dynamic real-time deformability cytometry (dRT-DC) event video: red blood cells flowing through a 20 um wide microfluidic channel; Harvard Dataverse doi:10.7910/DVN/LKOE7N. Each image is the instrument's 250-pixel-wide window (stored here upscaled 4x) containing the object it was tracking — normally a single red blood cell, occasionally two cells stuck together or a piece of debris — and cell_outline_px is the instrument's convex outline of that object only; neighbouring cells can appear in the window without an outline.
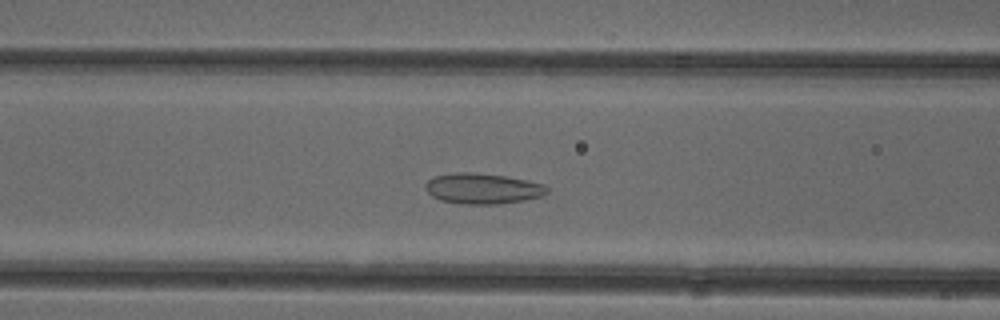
{"species": "common noctule bat (a hibernating species)", "species_latin": "Nyctalus noctula", "temperature_condition": "cold", "stored_images_in_passage": 47, "camera_frame_rate_fps": 3000, "um_per_image_px": 0.085, "animal": {"sex": "female"}, "frame": {"image": 1, "passage_image": 16, "time_ms": 5.0, "image_size_px": [1000, 320], "cell_outline_px": [[548, 192], [544, 196], [524, 200], [500, 204], [460, 204], [440, 200], [432, 196], [424, 188], [424, 184], [428, 180], [436, 176], [452, 172], [468, 172], [504, 176], [544, 184], [548, 188]], "centroid_in_image_um": [41.01, 16.04], "position_along_channel_um": 125.6, "area_um2": 21.73}}
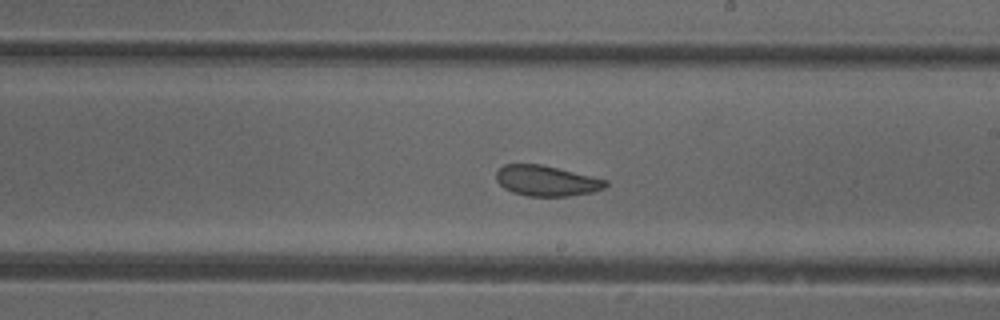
{"frame": {"image": 2, "passage_image": 25, "time_ms": 8.0, "image_size_px": [1000, 320], "cell_outline_px": [[608, 184], [604, 188], [592, 192], [568, 196], [528, 196], [512, 192], [504, 188], [496, 180], [496, 172], [504, 164], [540, 164], [608, 180]], "centroid_in_image_um": [46.44, 15.37], "position_along_channel_um": 242.6, "area_um2": 19.31}}
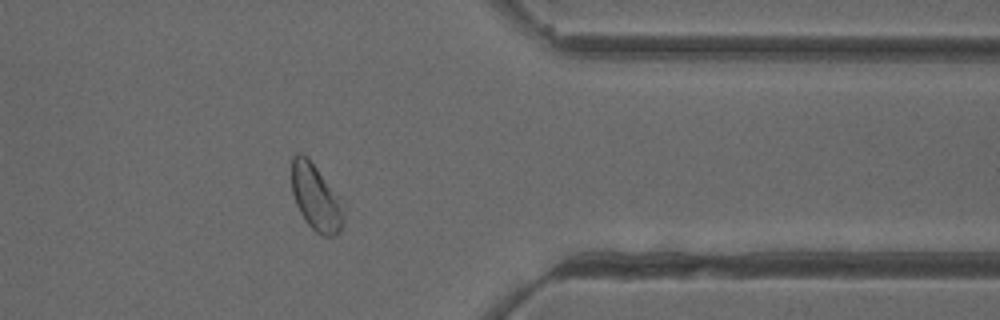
{"frame": {"image": 3, "passage_image": 37, "time_ms": 12.0, "image_size_px": [1000, 320], "cell_outline_px": [[344, 224], [340, 232], [332, 236], [324, 236], [316, 232], [304, 220], [296, 204], [292, 192], [292, 156], [296, 152], [300, 152], [308, 156], [344, 200]], "centroid_in_image_um": [26.89, 16.76], "position_along_channel_um": 384.5, "area_um2": 20.81}, "authors_computed_cell_mechanics": {"area_um2": 21.5016, "velocity_mm_per_s": 3.9002, "shape_relaxation_time_tau1_ms": 4.643, "shape_relaxation_time_tau2_ms": 1.3607, "deformation_change_tau1": 0.094, "deformation_change_tau2": 0.0809}}